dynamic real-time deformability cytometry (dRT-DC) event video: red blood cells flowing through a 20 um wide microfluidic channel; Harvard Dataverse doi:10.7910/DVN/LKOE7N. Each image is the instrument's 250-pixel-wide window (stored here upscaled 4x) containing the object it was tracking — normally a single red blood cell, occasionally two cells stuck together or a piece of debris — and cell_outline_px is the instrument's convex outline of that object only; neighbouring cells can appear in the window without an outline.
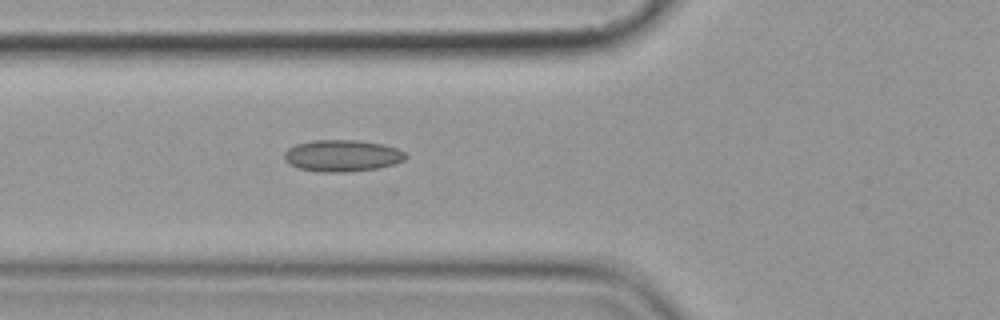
{"species": "common noctule bat (a hibernating species)", "species_latin": "Nyctalus noctula", "temperature_condition": "cold", "stored_images_in_passage": 5, "camera_frame_rate_fps": 3000, "um_per_image_px": 0.085, "animal": {"sex": "female", "body_mass_g": 19.9}, "frame": {"image": 1, "passage_image": 5, "time_ms": 5.333, "image_size_px": [1000, 320], "cell_outline_px": [[408, 156], [404, 160], [396, 164], [380, 168], [344, 172], [320, 172], [296, 168], [288, 164], [284, 160], [284, 152], [288, 148], [296, 144], [312, 140], [356, 140], [384, 144], [396, 148], [404, 152]], "centroid_in_image_um": [29.07, 13.24], "position_along_channel_um": 96.7, "area_um2": 22.72}}